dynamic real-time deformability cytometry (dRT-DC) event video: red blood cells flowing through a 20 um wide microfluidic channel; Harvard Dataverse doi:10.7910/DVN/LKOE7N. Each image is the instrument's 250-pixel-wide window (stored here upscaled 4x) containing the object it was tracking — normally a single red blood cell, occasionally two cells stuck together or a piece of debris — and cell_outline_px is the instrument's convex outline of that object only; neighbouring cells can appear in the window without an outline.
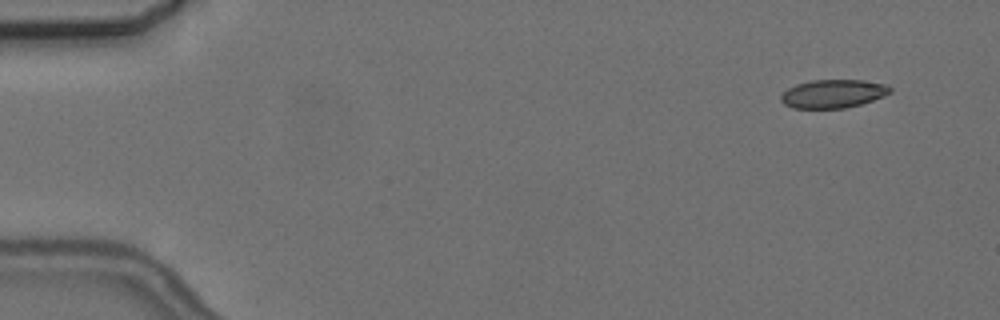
{"species": "common noctule bat (a hibernating species)", "species_latin": "Nyctalus noctula", "temperature_condition": "cold", "stored_images_in_passage": 10, "camera_frame_rate_fps": 3000, "um_per_image_px": 0.085, "animal": {"sex": "female", "body_mass_g": 24.6, "forearm_length_mm": 56.2}, "frame": {"image": 1, "passage_image": 1, "time_ms": 0.0, "image_size_px": [1000, 320], "cell_outline_px": [[892, 92], [884, 96], [860, 104], [844, 108], [792, 108], [784, 104], [780, 100], [780, 96], [788, 88], [796, 84], [812, 80], [864, 80], [888, 84], [892, 88]], "centroid_in_image_um": [70.83, 7.96], "position_along_channel_um": 14.2, "area_um2": 18.15}}
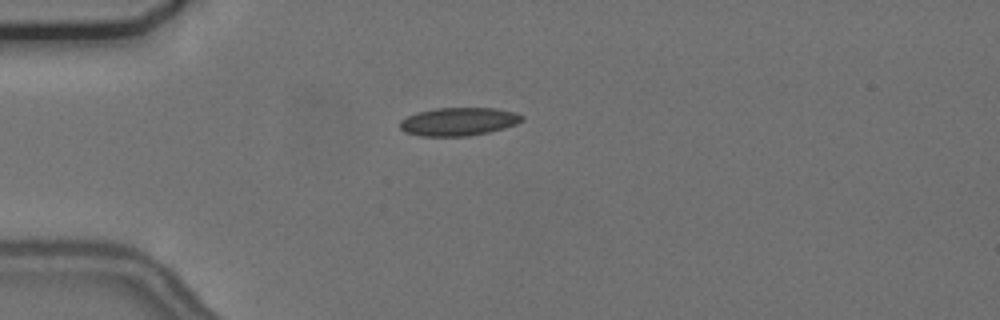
{"frame": {"image": 2, "passage_image": 4, "time_ms": 3.667, "image_size_px": [1000, 320], "cell_outline_px": [[524, 120], [516, 124], [504, 128], [488, 132], [468, 136], [420, 136], [404, 132], [400, 128], [400, 120], [416, 112], [436, 108], [496, 108], [516, 112], [524, 116]], "centroid_in_image_um": [38.99, 10.33], "position_along_channel_um": 46.0, "area_um2": 20.17}}
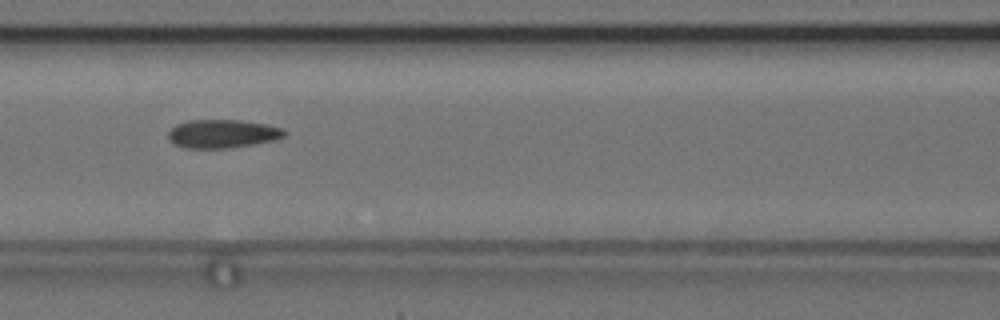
{"frame": {"image": 3, "passage_image": 7, "time_ms": 7.0, "image_size_px": [1000, 320], "cell_outline_px": [[288, 132], [284, 136], [276, 140], [228, 148], [184, 148], [168, 140], [168, 132], [176, 124], [188, 120], [240, 120], [264, 124], [284, 128]], "centroid_in_image_um": [18.91, 11.36], "position_along_channel_um": 147.7, "area_um2": 19.31}}